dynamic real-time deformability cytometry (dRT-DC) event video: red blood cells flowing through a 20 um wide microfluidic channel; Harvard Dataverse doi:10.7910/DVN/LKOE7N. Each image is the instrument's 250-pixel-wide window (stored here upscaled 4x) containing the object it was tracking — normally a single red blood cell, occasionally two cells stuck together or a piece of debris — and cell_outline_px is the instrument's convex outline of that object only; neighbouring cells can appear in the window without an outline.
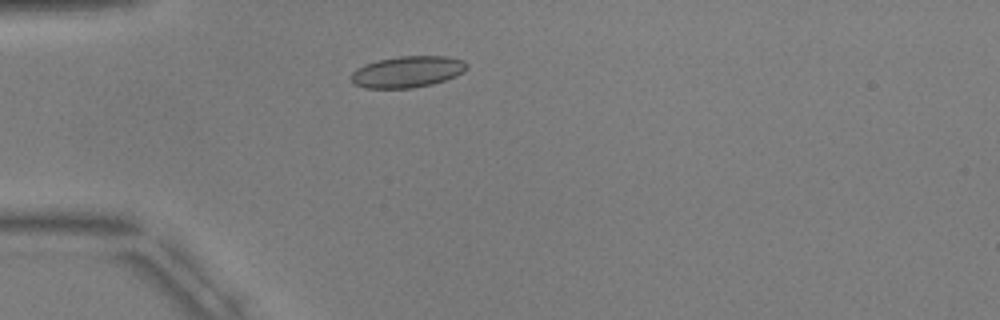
{"species": "common noctule bat (a hibernating species)", "species_latin": "Nyctalus noctula", "temperature_condition": "warm", "stored_images_in_passage": 1, "camera_frame_rate_fps": 3000, "um_per_image_px": 0.085, "animal": {"sex": "male", "body_mass_g": 17.9, "forearm_length_mm": 54.2}, "frame": {"image": 1, "passage_image": 1, "time_ms": 0.0, "image_size_px": [1000, 320], "cell_outline_px": [[468, 68], [464, 72], [456, 76], [432, 84], [412, 88], [364, 88], [352, 84], [348, 76], [356, 68], [364, 64], [380, 60], [400, 56], [448, 56], [464, 60], [468, 64]], "centroid_in_image_um": [34.61, 6.1], "position_along_channel_um": 50.4, "area_um2": 21.44}}